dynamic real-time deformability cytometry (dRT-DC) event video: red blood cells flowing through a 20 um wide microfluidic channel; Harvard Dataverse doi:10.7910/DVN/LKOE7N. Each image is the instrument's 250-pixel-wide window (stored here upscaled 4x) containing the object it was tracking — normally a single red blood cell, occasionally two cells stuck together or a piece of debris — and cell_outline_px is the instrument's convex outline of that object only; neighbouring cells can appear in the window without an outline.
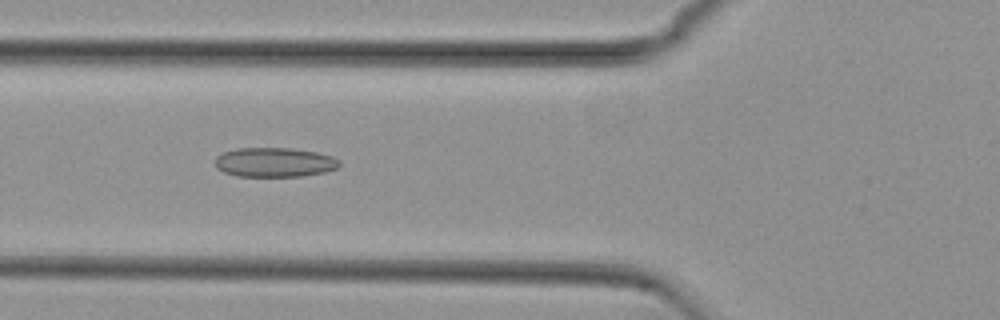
{"species": "common noctule bat (a hibernating species)", "species_latin": "Nyctalus noctula", "temperature_condition": "cold", "stored_images_in_passage": 44, "camera_frame_rate_fps": 3000, "um_per_image_px": 0.085, "animal": {"sex": "female", "body_mass_g": 29.2, "forearm_length_mm": 56.3}, "frame": {"image": 1, "passage_image": 10, "time_ms": 3.0, "image_size_px": [1000, 320], "cell_outline_px": [[340, 164], [336, 168], [324, 172], [300, 176], [236, 176], [224, 172], [216, 168], [216, 156], [224, 152], [236, 148], [292, 148], [316, 152], [332, 156], [340, 160]], "centroid_in_image_um": [23.32, 13.79], "position_along_channel_um": 102.5, "area_um2": 21.27}}
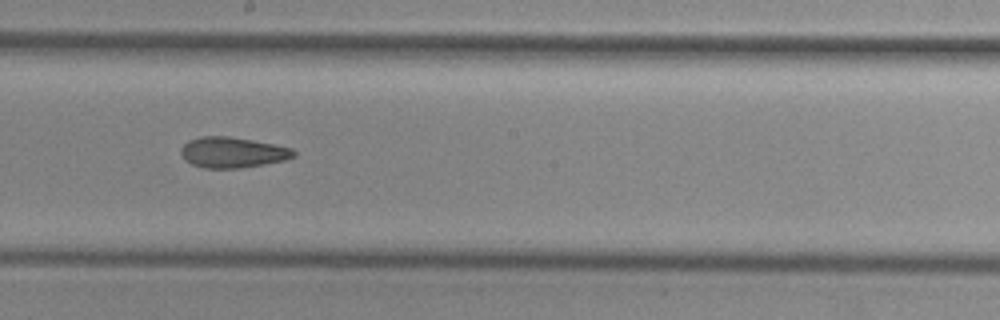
{"frame": {"image": 2, "passage_image": 20, "time_ms": 6.333, "image_size_px": [1000, 320], "cell_outline_px": [[296, 156], [284, 160], [264, 164], [240, 168], [204, 168], [192, 164], [184, 160], [180, 152], [180, 148], [188, 140], [200, 136], [228, 136], [252, 140], [292, 148], [296, 152]], "centroid_in_image_um": [19.74, 12.95], "position_along_channel_um": 228.5, "area_um2": 20.17}}
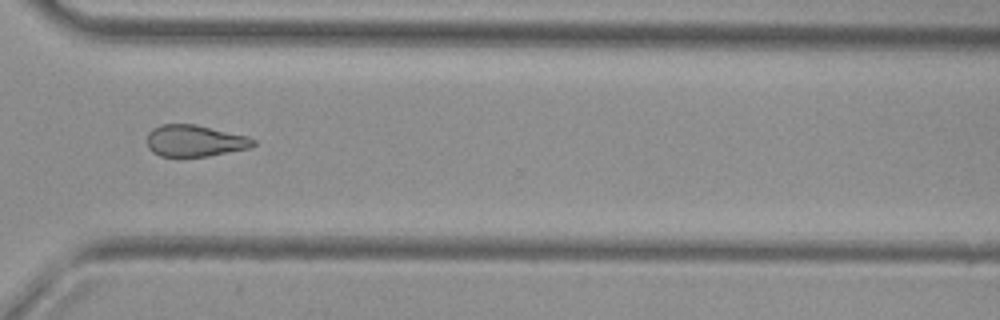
{"frame": {"image": 3, "passage_image": 30, "time_ms": 9.667, "image_size_px": [1000, 320], "cell_outline_px": [[256, 144], [252, 148], [208, 156], [160, 156], [152, 152], [148, 148], [148, 132], [152, 128], [160, 124], [196, 124], [248, 136], [256, 140]], "centroid_in_image_um": [16.58, 11.96], "position_along_channel_um": 354.0, "area_um2": 19.77}, "authors_computed_cell_mechanics": {"area_um2": 20.2011, "velocity_mm_per_s": 3.7684, "shape_relaxation_time_tau1_ms": null, "shape_relaxation_time_tau2_ms": 5.9798, "deformation_change_tau1": null, "deformation_change_tau2": 0.1475}}